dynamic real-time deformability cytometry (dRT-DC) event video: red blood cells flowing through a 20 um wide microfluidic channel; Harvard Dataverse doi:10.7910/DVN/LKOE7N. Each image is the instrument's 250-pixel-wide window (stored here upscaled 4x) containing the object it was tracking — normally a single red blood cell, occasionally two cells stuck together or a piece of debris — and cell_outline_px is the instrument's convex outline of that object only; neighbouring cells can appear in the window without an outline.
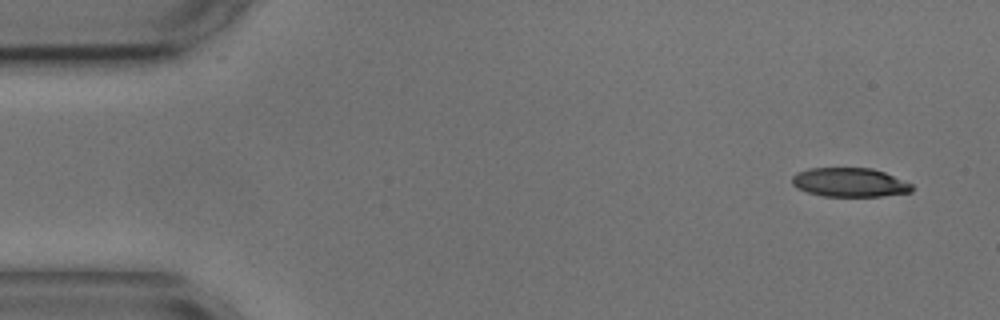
{"species": "common noctule bat (a hibernating species)", "species_latin": "Nyctalus noctula", "temperature_condition": "cold", "stored_images_in_passage": 4, "camera_frame_rate_fps": 3000, "um_per_image_px": 0.085, "animal": {"sex": "male", "body_mass_g": 17.9, "forearm_length_mm": 54.2}, "frame": {"image": 1, "passage_image": 1, "time_ms": 0.0, "image_size_px": [1000, 320], "cell_outline_px": [[912, 192], [880, 196], [824, 196], [808, 192], [796, 188], [792, 184], [792, 176], [796, 172], [808, 168], [872, 168], [884, 172], [912, 184]], "centroid_in_image_um": [72.19, 15.5], "position_along_channel_um": 12.8, "area_um2": 20.23}}
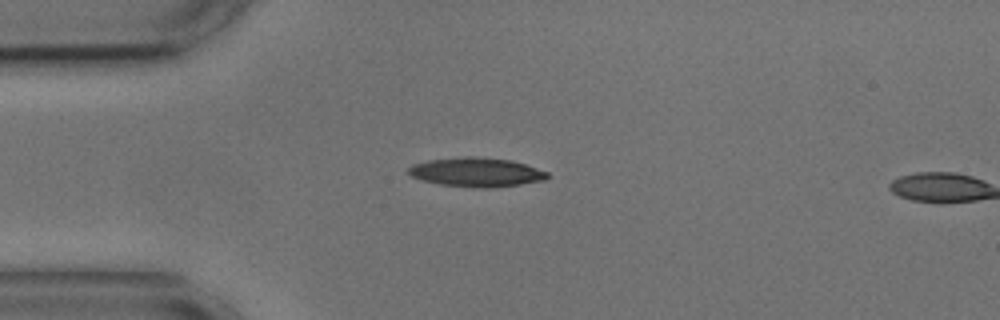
{"frame": {"image": 2, "passage_image": 3, "time_ms": 3.333, "image_size_px": [1000, 320], "cell_outline_px": [[552, 176], [544, 180], [520, 184], [492, 188], [476, 188], [440, 184], [424, 180], [412, 176], [408, 172], [408, 168], [412, 164], [428, 160], [468, 156], [472, 156], [512, 160], [548, 172]], "centroid_in_image_um": [40.52, 14.64], "position_along_channel_um": 44.5, "area_um2": 23.52}}